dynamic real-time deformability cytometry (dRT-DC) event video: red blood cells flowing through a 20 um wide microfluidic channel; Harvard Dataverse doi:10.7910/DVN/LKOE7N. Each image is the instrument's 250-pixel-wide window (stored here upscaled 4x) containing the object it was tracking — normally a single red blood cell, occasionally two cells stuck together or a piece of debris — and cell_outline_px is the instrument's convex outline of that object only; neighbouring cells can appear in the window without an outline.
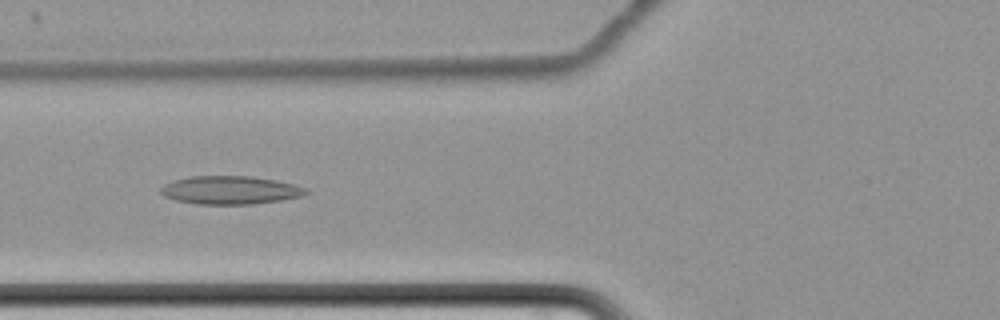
{"species": "common noctule bat (a hibernating species)", "species_latin": "Nyctalus noctula", "temperature_condition": "cold", "stored_images_in_passage": 65, "camera_frame_rate_fps": 3000, "um_per_image_px": 0.085, "animal": {"sex": "female", "body_mass_g": 22.7, "forearm_length_mm": 54.2}, "frame": {"image": 1, "passage_image": 29, "time_ms": 9.333, "image_size_px": [1000, 320], "cell_outline_px": [[308, 192], [304, 196], [280, 200], [252, 204], [196, 204], [176, 200], [164, 196], [160, 192], [160, 188], [164, 184], [172, 180], [192, 176], [252, 176], [276, 180], [308, 188]], "centroid_in_image_um": [19.56, 16.15], "position_along_channel_um": 106.2, "area_um2": 23.99}}
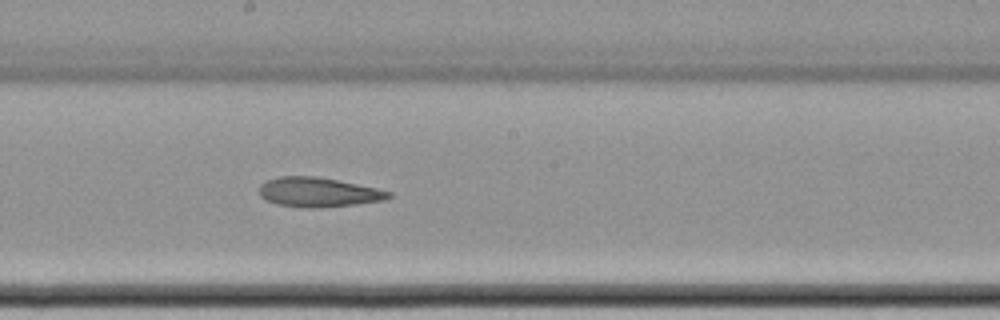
{"frame": {"image": 2, "passage_image": 39, "time_ms": 12.667, "image_size_px": [1000, 320], "cell_outline_px": [[392, 196], [384, 200], [356, 204], [320, 208], [304, 208], [276, 204], [260, 196], [260, 184], [268, 180], [280, 176], [316, 176], [376, 188], [392, 192]], "centroid_in_image_um": [27.05, 16.34], "position_along_channel_um": 221.1, "area_um2": 22.14}}
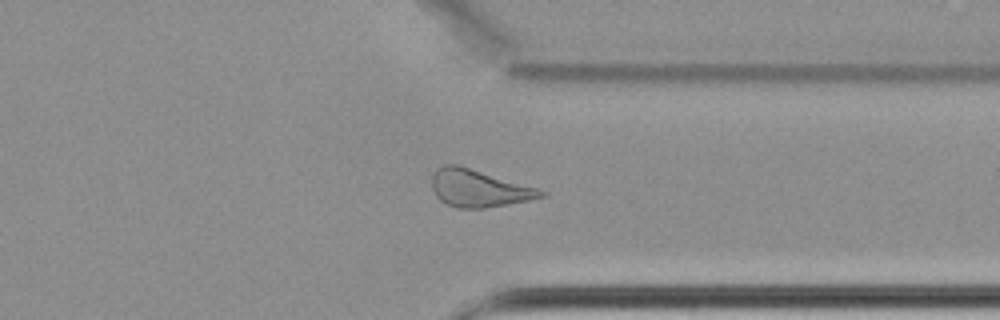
{"frame": {"image": 3, "passage_image": 52, "time_ms": 17.0, "image_size_px": [1000, 320], "cell_outline_px": [[548, 192], [544, 196], [528, 200], [508, 204], [484, 208], [456, 208], [440, 200], [436, 196], [432, 188], [432, 176], [436, 168], [444, 164], [456, 164], [540, 188]], "centroid_in_image_um": [40.7, 16.0], "position_along_channel_um": 370.7, "area_um2": 23.76}, "authors_computed_cell_mechanics": {"area_um2": 26.0678, "velocity_mm_per_s": 3.4485, "shape_relaxation_time_tau1_ms": null, "shape_relaxation_time_tau2_ms": 4.9437, "deformation_change_tau1": null, "deformation_change_tau2": 0.1321}}